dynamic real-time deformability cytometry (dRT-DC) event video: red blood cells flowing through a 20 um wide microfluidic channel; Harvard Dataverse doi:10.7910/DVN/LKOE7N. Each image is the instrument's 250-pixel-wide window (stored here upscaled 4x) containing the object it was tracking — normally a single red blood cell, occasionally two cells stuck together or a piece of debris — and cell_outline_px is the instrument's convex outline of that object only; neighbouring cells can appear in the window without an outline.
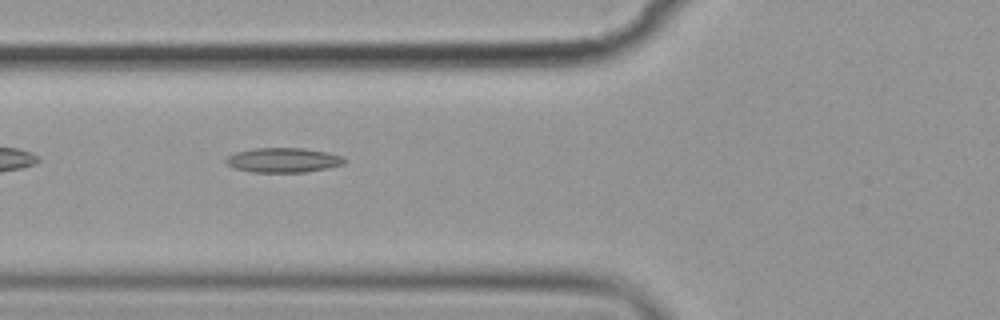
{"species": "common noctule bat (a hibernating species)", "species_latin": "Nyctalus noctula", "temperature_condition": "cold", "stored_images_in_passage": 41, "camera_frame_rate_fps": 3000, "um_per_image_px": 0.085, "animal": {"sex": "female", "body_mass_g": 19.9}, "frame": {"image": 1, "passage_image": 6, "time_ms": 1.667, "image_size_px": [1000, 320], "cell_outline_px": [[348, 160], [344, 164], [304, 172], [252, 172], [236, 168], [228, 164], [224, 160], [228, 156], [236, 152], [256, 148], [304, 148], [328, 152], [344, 156]], "centroid_in_image_um": [24.12, 13.6], "position_along_channel_um": 101.7, "area_um2": 16.94}}
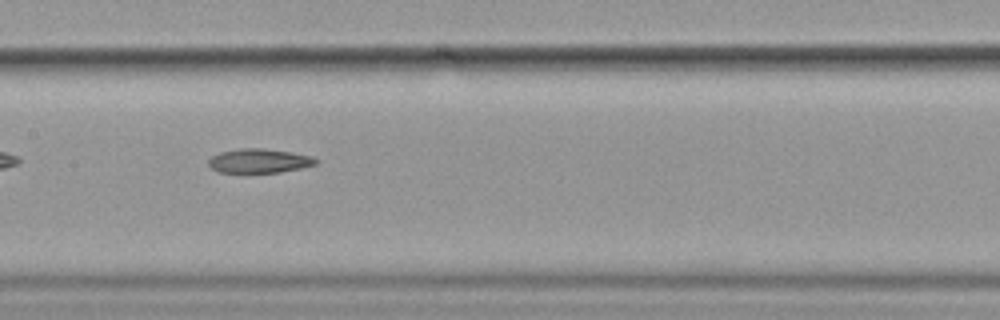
{"frame": {"image": 2, "passage_image": 13, "time_ms": 4.0, "image_size_px": [1000, 320], "cell_outline_px": [[320, 160], [316, 164], [300, 168], [280, 172], [216, 172], [208, 164], [208, 160], [212, 156], [220, 152], [240, 148], [264, 148], [292, 152], [312, 156]], "centroid_in_image_um": [22.04, 13.66], "position_along_channel_um": 185.4, "area_um2": 15.14}}
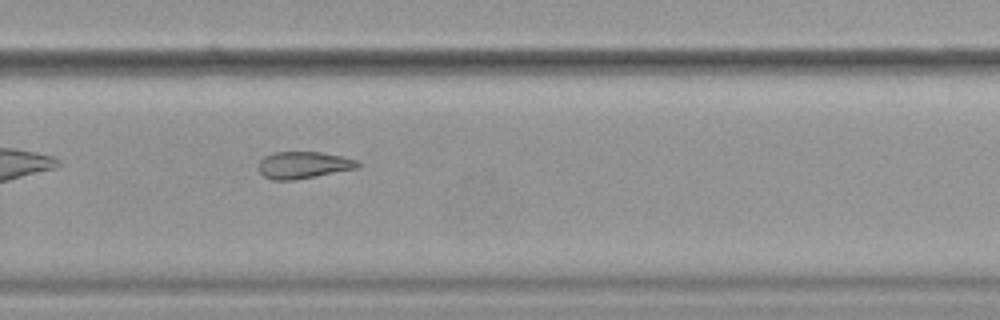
{"frame": {"image": 3, "passage_image": 23, "time_ms": 7.333, "image_size_px": [1000, 320], "cell_outline_px": [[360, 164], [356, 168], [296, 180], [272, 180], [264, 176], [260, 172], [260, 160], [264, 156], [272, 152], [320, 152], [340, 156], [356, 160]], "centroid_in_image_um": [25.75, 14.03], "position_along_channel_um": 304.0, "area_um2": 15.37}}